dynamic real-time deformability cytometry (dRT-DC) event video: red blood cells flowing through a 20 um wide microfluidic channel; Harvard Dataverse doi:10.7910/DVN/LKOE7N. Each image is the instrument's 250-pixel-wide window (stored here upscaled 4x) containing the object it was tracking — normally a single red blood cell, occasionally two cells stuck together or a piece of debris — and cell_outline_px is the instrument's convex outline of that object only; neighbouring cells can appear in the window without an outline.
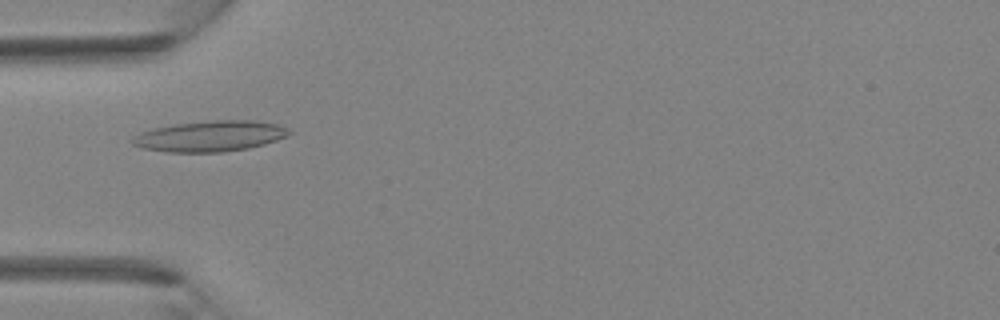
{"species": "Egyptian fruit bat (a non-hibernating species)", "species_latin": "Rousettus aegyptiacus", "temperature_condition": "room temperature", "stored_images_in_passage": 5, "camera_frame_rate_fps": 3000, "um_per_image_px": 0.085, "animal": {"sex": "female"}, "frame": {"image": 1, "passage_image": 4, "time_ms": 1.0, "image_size_px": [1000, 320], "cell_outline_px": [[292, 132], [288, 136], [264, 144], [248, 148], [220, 152], [168, 152], [144, 148], [132, 144], [128, 140], [132, 136], [140, 132], [152, 128], [176, 124], [212, 120], [256, 120], [276, 124]], "centroid_in_image_um": [17.81, 11.57], "position_along_channel_um": 67.2, "area_um2": 28.09}}
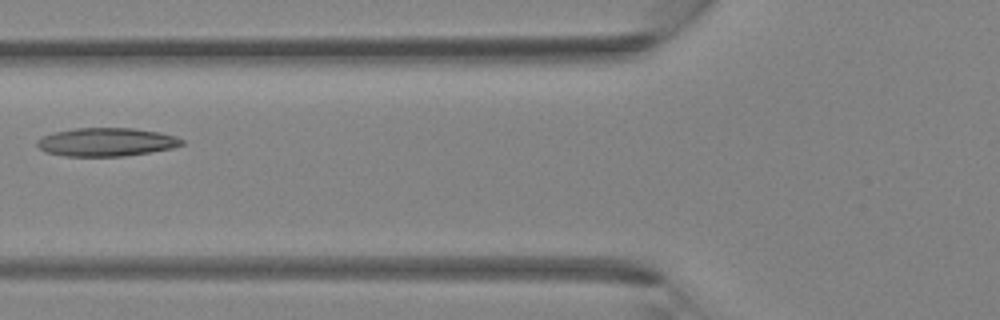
{"frame": {"image": 2, "passage_image": 5, "time_ms": 1.333, "image_size_px": [1000, 320], "cell_outline_px": [[184, 144], [172, 148], [124, 156], [64, 156], [44, 152], [36, 144], [36, 140], [52, 132], [76, 128], [132, 128], [160, 132], [176, 136], [184, 140]], "centroid_in_image_um": [9.03, 12.07], "position_along_channel_um": 116.8, "area_um2": 23.99}}